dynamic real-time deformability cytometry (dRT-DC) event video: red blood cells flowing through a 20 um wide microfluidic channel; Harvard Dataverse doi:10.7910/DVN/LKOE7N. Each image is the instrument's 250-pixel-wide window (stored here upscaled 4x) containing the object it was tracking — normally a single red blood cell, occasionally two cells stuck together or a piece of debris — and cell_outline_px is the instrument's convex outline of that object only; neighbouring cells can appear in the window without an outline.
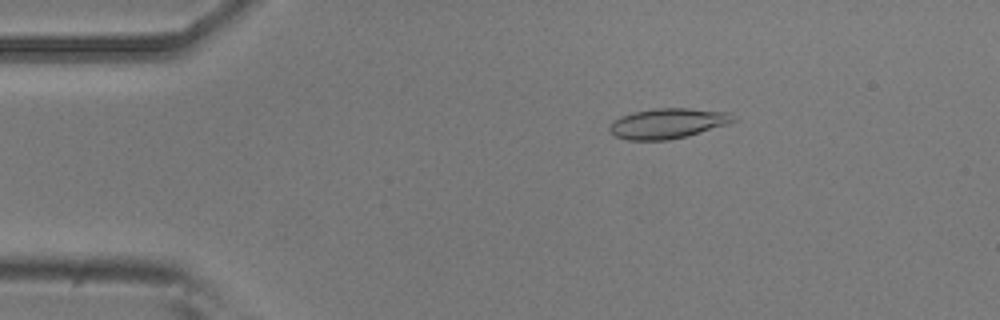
{"species": "common noctule bat (a hibernating species)", "species_latin": "Nyctalus noctula", "temperature_condition": "room temperature", "stored_images_in_passage": 54, "camera_frame_rate_fps": 3000, "um_per_image_px": 0.085, "animal": {"sex": "male", "body_mass_g": 20.5, "forearm_length_mm": 52.5}, "frame": {"image": 1, "passage_image": 9, "time_ms": 2.667, "image_size_px": [1000, 320], "cell_outline_px": [[736, 120], [728, 124], [688, 136], [668, 140], [628, 140], [616, 136], [608, 128], [612, 120], [620, 116], [632, 112], [656, 108], [688, 108], [732, 112], [736, 116]], "centroid_in_image_um": [56.79, 10.48], "position_along_channel_um": 28.2, "area_um2": 22.02}}
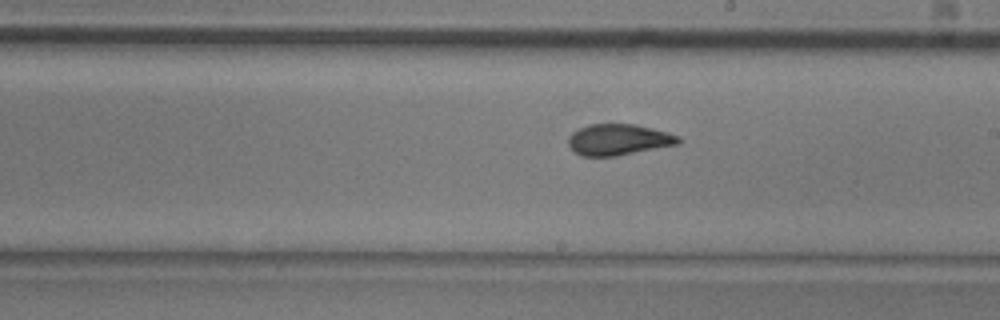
{"frame": {"image": 2, "passage_image": 30, "time_ms": 9.667, "image_size_px": [1000, 320], "cell_outline_px": [[680, 144], [616, 156], [580, 156], [568, 144], [568, 136], [572, 132], [588, 124], [636, 124], [668, 132], [680, 136]], "centroid_in_image_um": [52.59, 11.86], "position_along_channel_um": 236.4, "area_um2": 20.06}}
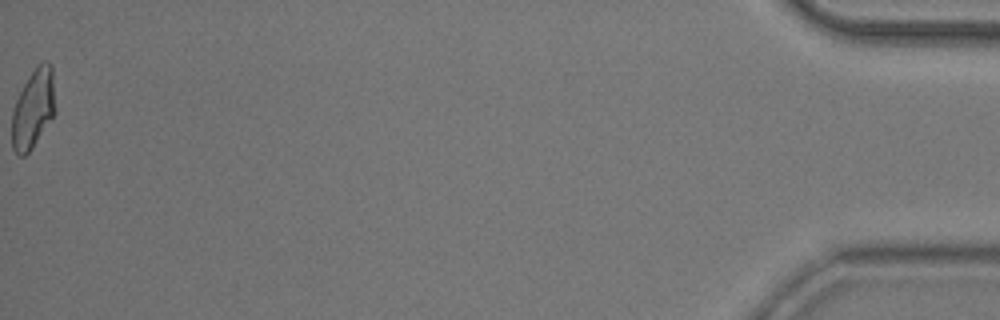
{"frame": {"image": 3, "passage_image": 54, "time_ms": 17.667, "image_size_px": [1000, 320], "cell_outline_px": [[56, 112], [32, 148], [24, 156], [20, 156], [12, 148], [12, 112], [16, 100], [24, 84], [32, 72], [44, 60], [52, 64]], "centroid_in_image_um": [2.84, 9.25], "position_along_channel_um": 432.4, "area_um2": 19.88}, "authors_computed_cell_mechanics": {"area_um2": 20.1433, "velocity_mm_per_s": 3.7285, "shape_relaxation_time_tau1_ms": 3.6666, "shape_relaxation_time_tau2_ms": 1.3973, "deformation_change_tau1": 0.1583, "deformation_change_tau2": 0.0837}}